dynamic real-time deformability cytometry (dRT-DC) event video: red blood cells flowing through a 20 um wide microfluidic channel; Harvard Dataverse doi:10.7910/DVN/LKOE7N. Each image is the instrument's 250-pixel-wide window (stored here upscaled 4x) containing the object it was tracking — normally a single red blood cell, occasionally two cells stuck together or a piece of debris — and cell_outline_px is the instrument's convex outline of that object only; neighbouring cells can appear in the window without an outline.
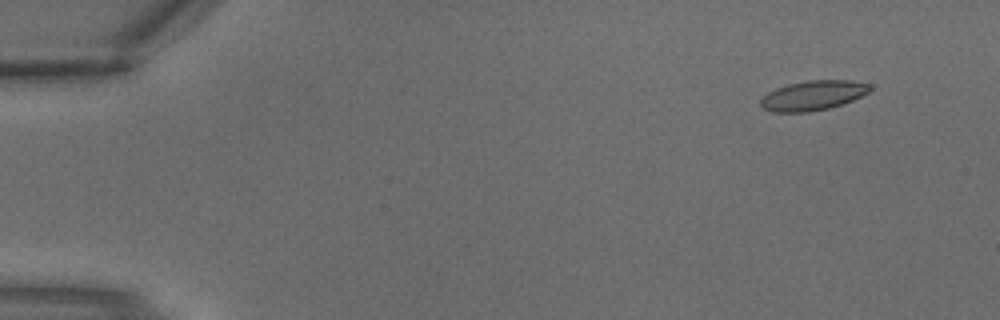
{"species": "common noctule bat (a hibernating species)", "species_latin": "Nyctalus noctula", "temperature_condition": "warm", "stored_images_in_passage": 3, "camera_frame_rate_fps": 3000, "um_per_image_px": 0.085, "animal": {"sex": "male", "body_mass_g": 18.8}, "frame": {"image": 1, "passage_image": 1, "time_ms": 0.0, "image_size_px": [1000, 320], "cell_outline_px": [[872, 88], [868, 92], [852, 100], [828, 108], [808, 112], [772, 112], [764, 108], [760, 104], [760, 100], [768, 92], [776, 88], [788, 84], [808, 80], [848, 80], [872, 84]], "centroid_in_image_um": [69.1, 8.1], "position_along_channel_um": 15.9, "area_um2": 18.79}}
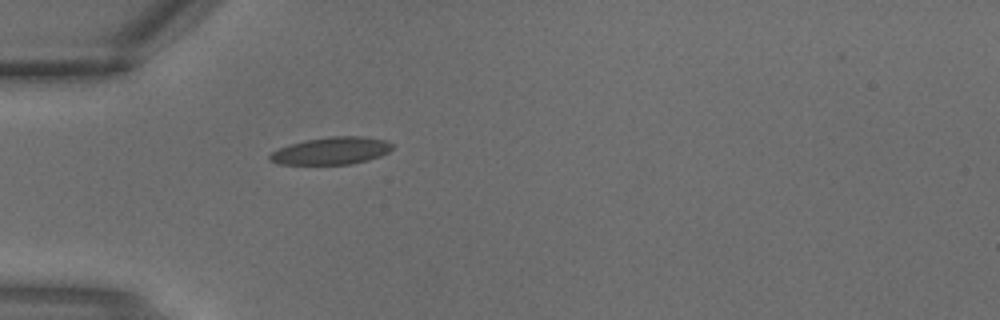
{"frame": {"image": 2, "passage_image": 3, "time_ms": 0.667, "image_size_px": [1000, 320], "cell_outline_px": [[392, 148], [388, 152], [380, 156], [368, 160], [352, 164], [280, 164], [268, 160], [268, 156], [272, 152], [288, 144], [304, 140], [332, 136], [360, 136], [384, 140], [392, 144]], "centroid_in_image_um": [28.14, 12.82], "position_along_channel_um": 56.9, "area_um2": 19.48}}